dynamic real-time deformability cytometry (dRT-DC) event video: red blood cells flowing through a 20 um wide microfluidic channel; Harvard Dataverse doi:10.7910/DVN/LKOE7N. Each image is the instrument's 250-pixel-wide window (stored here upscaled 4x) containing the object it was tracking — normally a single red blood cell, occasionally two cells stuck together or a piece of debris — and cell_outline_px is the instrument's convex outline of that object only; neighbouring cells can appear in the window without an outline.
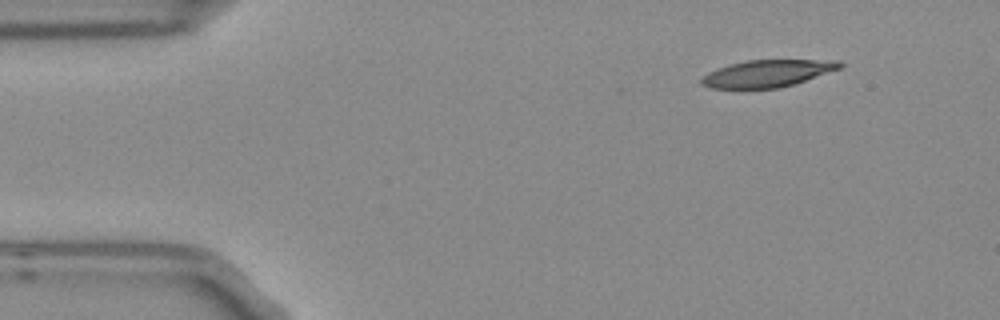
{"species": "Egyptian fruit bat (a non-hibernating species)", "species_latin": "Rousettus aegyptiacus", "temperature_condition": "room temperature", "stored_images_in_passage": 3, "segment_of_instrument_passage": [2, 2], "camera_frame_rate_fps": 3000, "um_per_image_px": 0.085, "frame": {"image": 1, "passage_image": 3, "time_ms": 0.667, "image_size_px": [1000, 320], "cell_outline_px": [[844, 64], [840, 68], [792, 84], [776, 88], [712, 88], [700, 84], [700, 80], [708, 72], [716, 68], [728, 64], [744, 60], [840, 60]], "centroid_in_image_um": [65.18, 6.22], "position_along_channel_um": 19.8, "area_um2": 21.62}}